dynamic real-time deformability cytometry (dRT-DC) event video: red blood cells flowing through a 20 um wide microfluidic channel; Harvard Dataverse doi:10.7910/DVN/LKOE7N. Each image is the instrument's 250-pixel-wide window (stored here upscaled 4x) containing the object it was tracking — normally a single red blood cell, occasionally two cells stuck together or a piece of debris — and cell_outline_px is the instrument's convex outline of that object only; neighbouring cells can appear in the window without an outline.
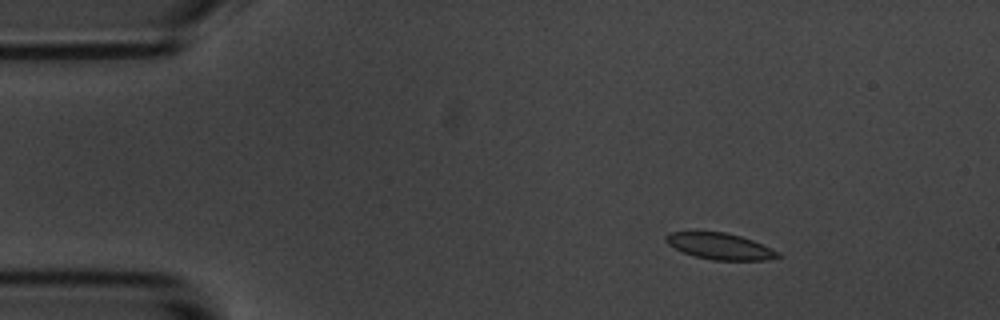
{"species": "common noctule bat (a hibernating species)", "species_latin": "Nyctalus noctula", "temperature_condition": "room temperature", "stored_images_in_passage": 49, "camera_frame_rate_fps": 3000, "um_per_image_px": 0.085, "animal": {"sex": "male", "body_mass_g": 20.1, "forearm_length_mm": 53.5}, "frame": {"image": 1, "passage_image": 1, "time_ms": 0.0, "image_size_px": [1000, 320], "cell_outline_px": [[784, 256], [768, 260], [712, 260], [696, 256], [684, 252], [668, 244], [664, 240], [664, 236], [668, 232], [696, 228], [724, 232], [740, 236], [752, 240], [772, 248], [780, 252]], "centroid_in_image_um": [61.14, 20.87], "position_along_channel_um": 23.9, "area_um2": 17.98}}
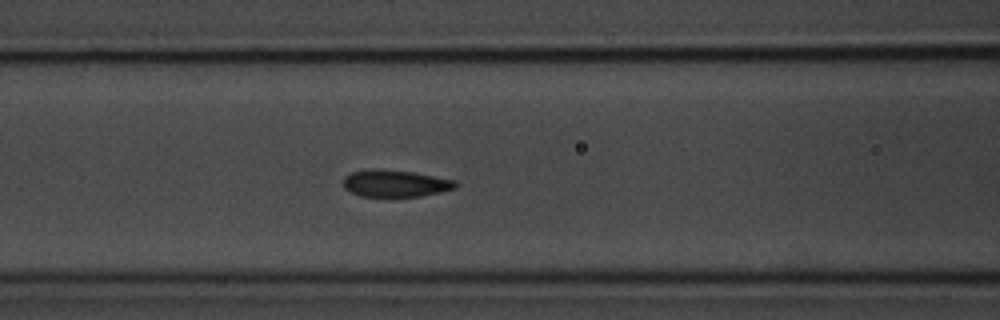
{"frame": {"image": 2, "passage_image": 16, "time_ms": 5.0, "image_size_px": [1000, 320], "cell_outline_px": [[460, 184], [456, 188], [440, 192], [420, 196], [360, 196], [344, 188], [344, 176], [348, 172], [372, 168], [380, 168], [416, 172], [456, 180]], "centroid_in_image_um": [33.61, 15.56], "position_along_channel_um": 133.0, "area_um2": 17.98}}
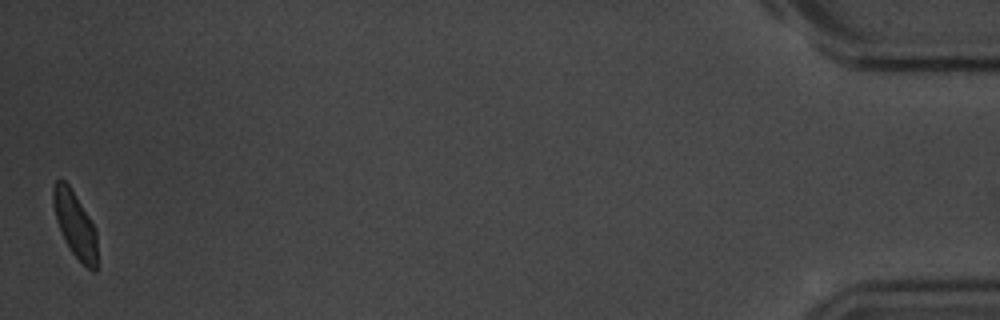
{"frame": {"image": 3, "passage_image": 49, "time_ms": 16.0, "image_size_px": [1000, 320], "cell_outline_px": [[96, 272], [92, 272], [72, 252], [64, 240], [56, 220], [52, 204], [52, 188], [56, 180], [64, 180], [68, 184], [96, 228]], "centroid_in_image_um": [6.35, 19.07], "position_along_channel_um": 428.8, "area_um2": 16.7}, "authors_computed_cell_mechanics": {"area_um2": 18.0914, "velocity_mm_per_s": 3.5495, "shape_relaxation_time_tau1_ms": 2.6389, "shape_relaxation_time_tau2_ms": 1.1419, "deformation_change_tau1": 0.0895, "deformation_change_tau2": 0.0485}}